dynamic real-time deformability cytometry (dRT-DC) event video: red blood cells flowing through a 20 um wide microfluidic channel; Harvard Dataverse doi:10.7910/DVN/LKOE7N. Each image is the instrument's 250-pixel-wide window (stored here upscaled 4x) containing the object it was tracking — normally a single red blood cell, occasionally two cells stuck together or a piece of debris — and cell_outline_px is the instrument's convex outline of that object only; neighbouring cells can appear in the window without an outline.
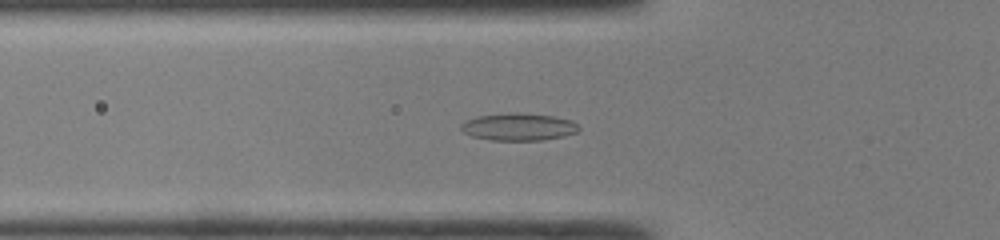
{"species": "common noctule bat (a hibernating species)", "species_latin": "Nyctalus noctula", "temperature_condition": "room temperature", "stored_images_in_passage": 34, "camera_frame_rate_fps": 3000, "um_per_image_px": 0.085, "animal": {"sex": "male", "body_mass_g": 19.0, "forearm_length_mm": 50.8}, "frame": {"image": 1, "passage_image": 7, "time_ms": 2.0, "image_size_px": [1000, 240], "cell_outline_px": [[580, 128], [576, 132], [564, 136], [544, 140], [492, 140], [472, 136], [464, 132], [460, 128], [460, 124], [476, 116], [516, 112], [552, 116], [572, 120], [580, 124]], "centroid_in_image_um": [44.11, 10.78], "position_along_channel_um": 81.7, "area_um2": 18.79}}
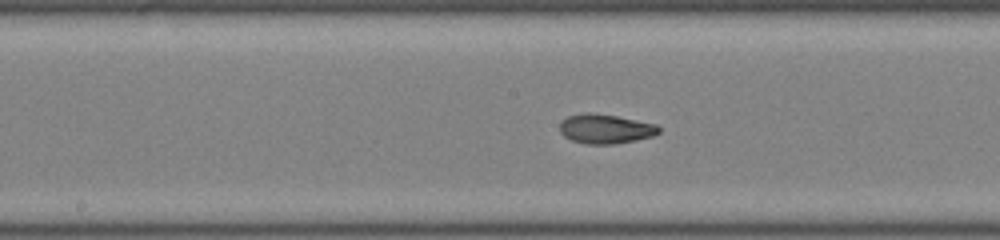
{"frame": {"image": 2, "passage_image": 15, "time_ms": 4.667, "image_size_px": [1000, 240], "cell_outline_px": [[660, 132], [652, 136], [636, 140], [612, 144], [584, 144], [572, 140], [564, 136], [560, 132], [560, 124], [568, 116], [584, 112], [592, 112], [616, 116], [656, 124], [660, 128]], "centroid_in_image_um": [51.45, 10.95], "position_along_channel_um": 196.7, "area_um2": 16.94}}
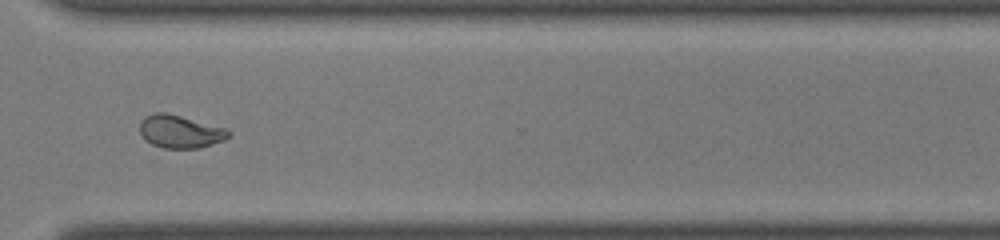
{"frame": {"image": 3, "passage_image": 26, "time_ms": 8.333, "image_size_px": [1000, 240], "cell_outline_px": [[232, 136], [224, 140], [200, 148], [164, 148], [152, 144], [144, 140], [140, 132], [140, 120], [144, 116], [156, 112], [164, 112], [180, 116], [224, 128]], "centroid_in_image_um": [15.27, 11.19], "position_along_channel_um": 355.3, "area_um2": 16.88}, "authors_computed_cell_mechanics": {"area_um2": 17.0221, "velocity_mm_per_s": 4.3068, "shape_relaxation_time_tau1_ms": null, "shape_relaxation_time_tau2_ms": 1.9035, "deformation_change_tau1": null, "deformation_change_tau2": 0.0731}}